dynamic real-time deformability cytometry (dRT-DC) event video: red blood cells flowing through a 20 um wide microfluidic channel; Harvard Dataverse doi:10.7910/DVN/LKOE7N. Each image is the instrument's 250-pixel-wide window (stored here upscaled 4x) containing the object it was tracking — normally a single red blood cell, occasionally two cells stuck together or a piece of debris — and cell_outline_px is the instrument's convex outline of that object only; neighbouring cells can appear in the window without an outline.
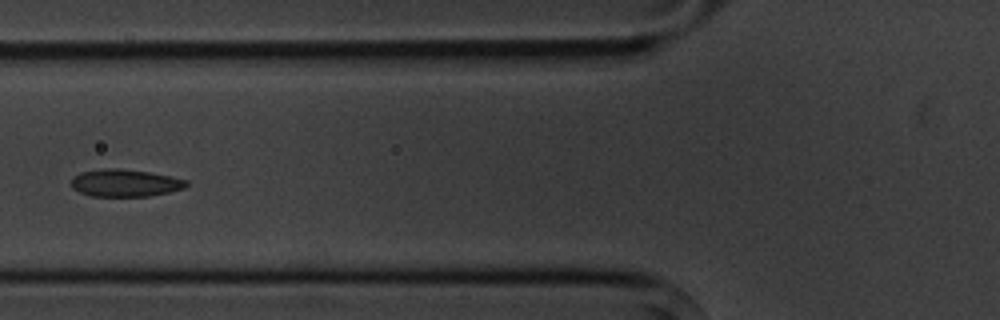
{"species": "common noctule bat (a hibernating species)", "species_latin": "Nyctalus noctula", "temperature_condition": "cold", "stored_images_in_passage": 12, "camera_frame_rate_fps": 3000, "um_per_image_px": 0.085, "animal": {"sex": "male", "body_mass_g": 20.1, "forearm_length_mm": 53.5}, "frame": {"image": 1, "passage_image": 3, "time_ms": 2.333, "image_size_px": [1000, 320], "cell_outline_px": [[188, 184], [184, 188], [168, 192], [148, 196], [92, 196], [80, 192], [72, 188], [72, 176], [80, 172], [104, 168], [120, 168], [148, 172], [188, 180]], "centroid_in_image_um": [10.6, 15.54], "position_along_channel_um": 115.2, "area_um2": 18.26}}
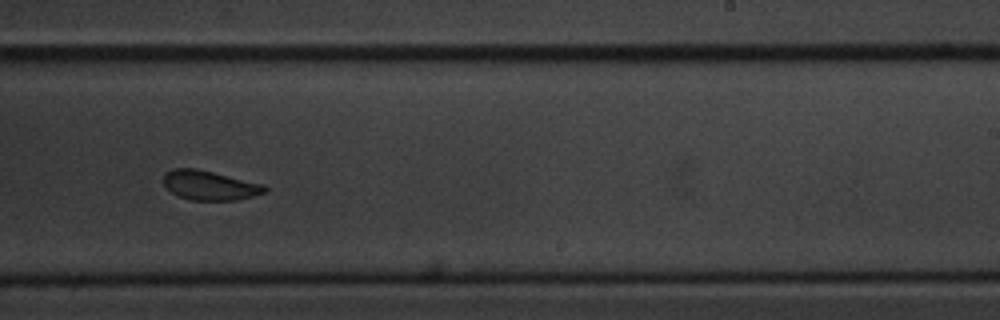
{"frame": {"image": 2, "passage_image": 7, "time_ms": 6.667, "image_size_px": [1000, 320], "cell_outline_px": [[268, 192], [236, 200], [192, 200], [180, 196], [172, 192], [164, 184], [164, 176], [172, 168], [196, 168], [264, 184], [268, 188]], "centroid_in_image_um": [17.87, 15.75], "position_along_channel_um": 271.1, "area_um2": 17.22}}
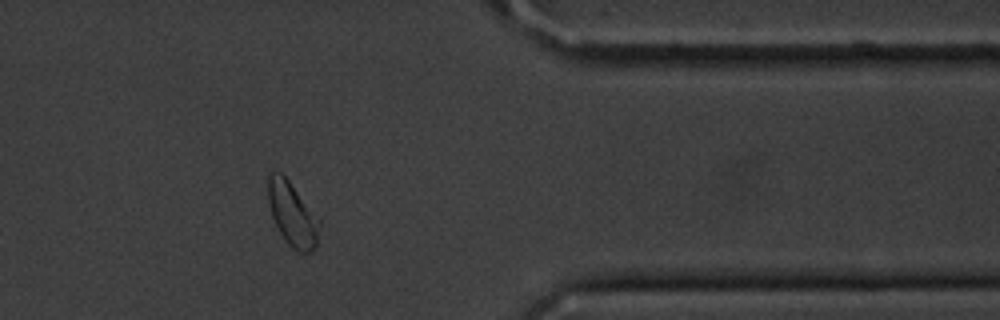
{"frame": {"image": 3, "passage_image": 10, "time_ms": 10.333, "image_size_px": [1000, 320], "cell_outline_px": [[320, 224], [316, 248], [312, 252], [300, 252], [292, 248], [288, 244], [280, 232], [272, 216], [268, 200], [268, 176], [272, 172], [280, 172], [288, 180], [320, 220]], "centroid_in_image_um": [24.86, 18.23], "position_along_channel_um": 386.5, "area_um2": 18.79}, "authors_computed_cell_mechanics": {"area_um2": 18.5827, "velocity_mm_per_s": 3.6146, "shape_relaxation_time_tau1_ms": 2.0671, "shape_relaxation_time_tau2_ms": null, "deformation_change_tau1": 0.0561, "deformation_change_tau2": null}}